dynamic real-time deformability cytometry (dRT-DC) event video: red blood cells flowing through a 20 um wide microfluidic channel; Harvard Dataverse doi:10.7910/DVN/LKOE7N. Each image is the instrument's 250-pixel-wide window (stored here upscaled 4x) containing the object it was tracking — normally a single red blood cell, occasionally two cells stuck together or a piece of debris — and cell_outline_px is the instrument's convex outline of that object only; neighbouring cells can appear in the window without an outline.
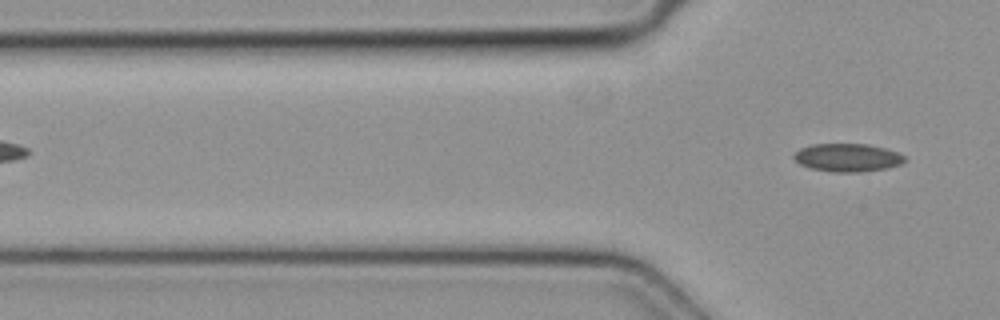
{"species": "common noctule bat (a hibernating species)", "species_latin": "Nyctalus noctula", "temperature_condition": "cold", "stored_images_in_passage": 4, "camera_frame_rate_fps": 3000, "um_per_image_px": 0.085, "animal": {"sex": "female", "body_mass_g": 19.3, "forearm_length_mm": 54.1}, "frame": {"image": 1, "passage_image": 4, "time_ms": 1.0, "image_size_px": [1000, 320], "cell_outline_px": [[908, 160], [900, 164], [888, 168], [860, 172], [832, 172], [812, 168], [800, 164], [792, 156], [800, 148], [812, 144], [868, 144], [884, 148], [896, 152], [904, 156]], "centroid_in_image_um": [72.05, 13.4], "position_along_channel_um": 53.7, "area_um2": 18.09}}